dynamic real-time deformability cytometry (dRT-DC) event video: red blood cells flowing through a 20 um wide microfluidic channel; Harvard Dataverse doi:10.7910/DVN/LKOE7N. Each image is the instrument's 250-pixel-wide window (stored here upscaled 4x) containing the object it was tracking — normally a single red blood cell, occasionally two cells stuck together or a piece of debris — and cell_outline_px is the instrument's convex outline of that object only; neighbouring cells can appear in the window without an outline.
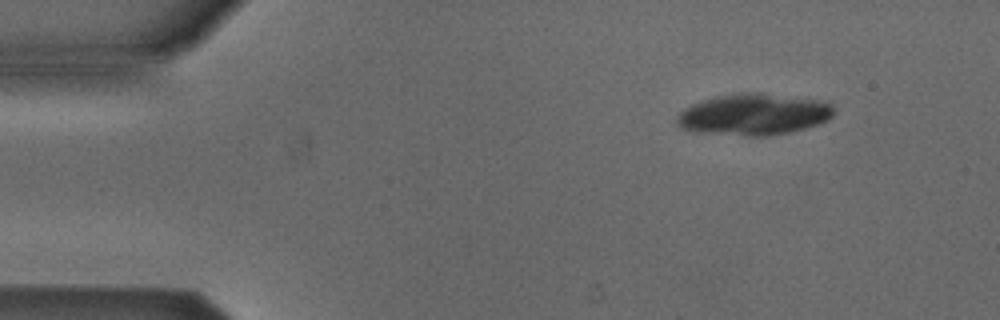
{"species": "Egyptian fruit bat (a non-hibernating species)", "species_latin": "Rousettus aegyptiacus", "temperature_condition": "cold", "stored_images_in_passage": 7, "camera_frame_rate_fps": 3000, "um_per_image_px": 0.085, "animal": {"sex": "male"}, "frame": {"image": 1, "passage_image": 1, "time_ms": 0.0, "image_size_px": [1000, 320], "cell_outline_px": [[836, 108], [832, 116], [828, 120], [804, 128], [788, 132], [764, 136], [748, 136], [696, 132], [684, 128], [676, 124], [676, 116], [684, 108], [692, 104], [716, 96], [736, 92], [760, 92], [832, 100]], "centroid_in_image_um": [64.14, 9.69], "position_along_channel_um": 20.9, "area_um2": 38.61}}
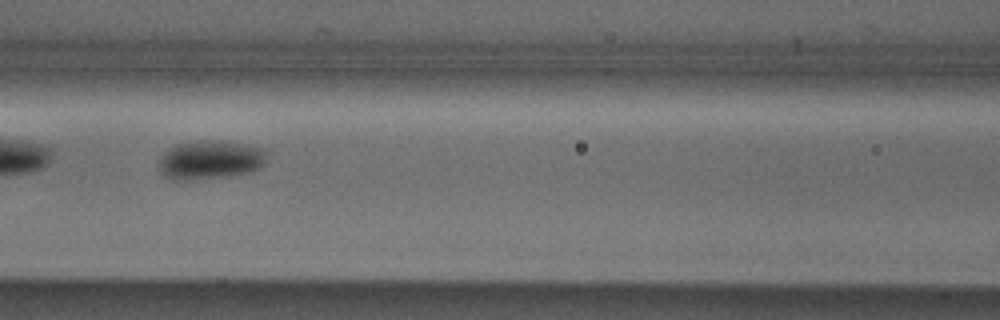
{"frame": {"image": 2, "passage_image": 5, "time_ms": 1.333, "image_size_px": [1000, 320], "cell_outline_px": [[264, 164], [260, 168], [252, 172], [228, 176], [192, 180], [172, 180], [164, 176], [160, 172], [160, 160], [168, 148], [176, 144], [200, 140], [220, 140], [260, 148], [264, 152]], "centroid_in_image_um": [17.82, 13.6], "position_along_channel_um": 148.8, "area_um2": 24.28}}
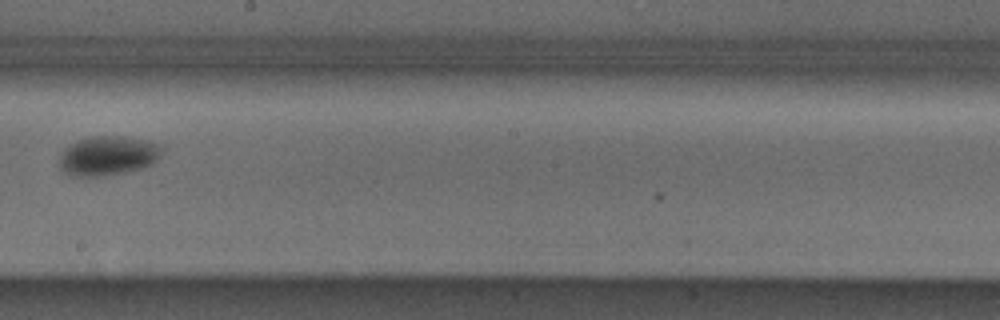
{"frame": {"image": 3, "passage_image": 7, "time_ms": 2.0, "image_size_px": [1000, 320], "cell_outline_px": [[164, 144], [160, 156], [152, 164], [144, 168], [104, 176], [72, 176], [64, 172], [60, 168], [60, 156], [76, 140], [88, 136], [116, 136], [144, 140]], "centroid_in_image_um": [9.21, 13.24], "position_along_channel_um": 239.0, "area_um2": 23.52}}